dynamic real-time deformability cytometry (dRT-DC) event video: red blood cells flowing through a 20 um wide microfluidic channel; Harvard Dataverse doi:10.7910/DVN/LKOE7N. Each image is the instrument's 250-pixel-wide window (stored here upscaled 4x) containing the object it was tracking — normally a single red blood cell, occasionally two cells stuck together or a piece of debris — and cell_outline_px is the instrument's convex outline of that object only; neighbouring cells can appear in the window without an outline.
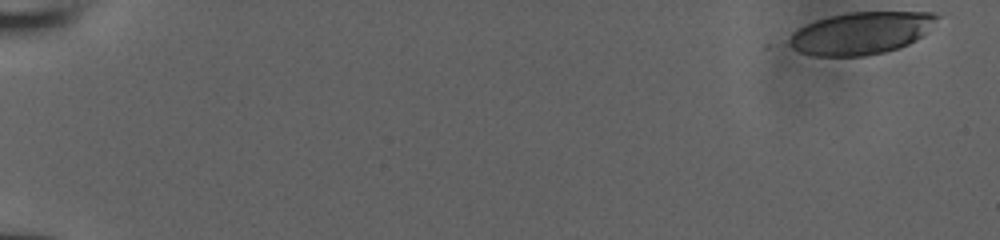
{"species": "human", "species_latin": "Homo sapiens", "temperature_condition": "room temperature", "stored_images_in_passage": 46, "camera_frame_rate_fps": 3000, "um_per_image_px": 0.085, "donor": {"sex": "male"}, "frame": {"image": 1, "passage_image": 1, "time_ms": 0.0, "image_size_px": [1000, 240], "cell_outline_px": [[940, 16], [920, 36], [908, 44], [884, 52], [864, 56], [816, 56], [800, 52], [784, 44], [792, 32], [816, 20], [848, 12], [932, 12]], "centroid_in_image_um": [73.11, 2.82], "position_along_channel_um": 11.9, "area_um2": 36.07}}
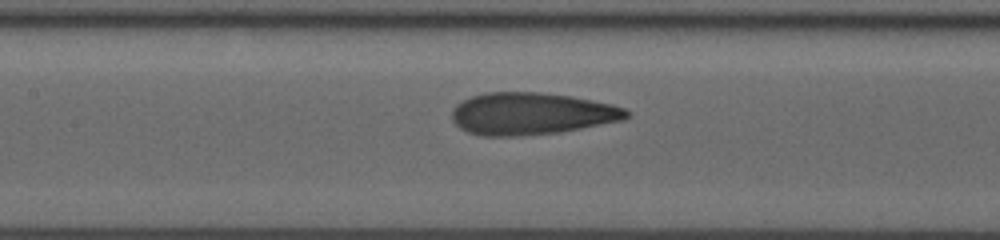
{"frame": {"image": 2, "passage_image": 26, "time_ms": 8.333, "image_size_px": [1000, 240], "cell_outline_px": [[632, 112], [624, 120], [560, 132], [520, 136], [484, 136], [468, 132], [460, 128], [452, 120], [452, 108], [456, 104], [472, 96], [484, 92], [540, 92], [572, 96], [612, 104], [624, 108]], "centroid_in_image_um": [45.17, 9.66], "position_along_channel_um": 162.2, "area_um2": 43.06}}
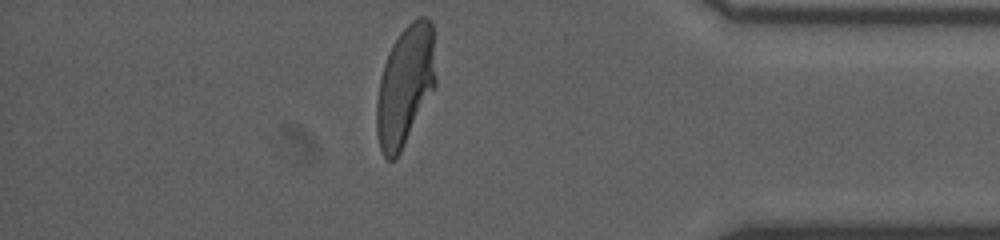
{"frame": {"image": 3, "passage_image": 45, "time_ms": 14.667, "image_size_px": [1000, 240], "cell_outline_px": [[436, 84], [400, 152], [392, 160], [388, 160], [384, 156], [380, 148], [376, 132], [376, 100], [380, 80], [384, 64], [388, 52], [392, 44], [400, 32], [412, 20], [420, 16], [424, 16], [432, 20], [436, 80]], "centroid_in_image_um": [34.43, 7.23], "position_along_channel_um": 400.8, "area_um2": 41.15}}